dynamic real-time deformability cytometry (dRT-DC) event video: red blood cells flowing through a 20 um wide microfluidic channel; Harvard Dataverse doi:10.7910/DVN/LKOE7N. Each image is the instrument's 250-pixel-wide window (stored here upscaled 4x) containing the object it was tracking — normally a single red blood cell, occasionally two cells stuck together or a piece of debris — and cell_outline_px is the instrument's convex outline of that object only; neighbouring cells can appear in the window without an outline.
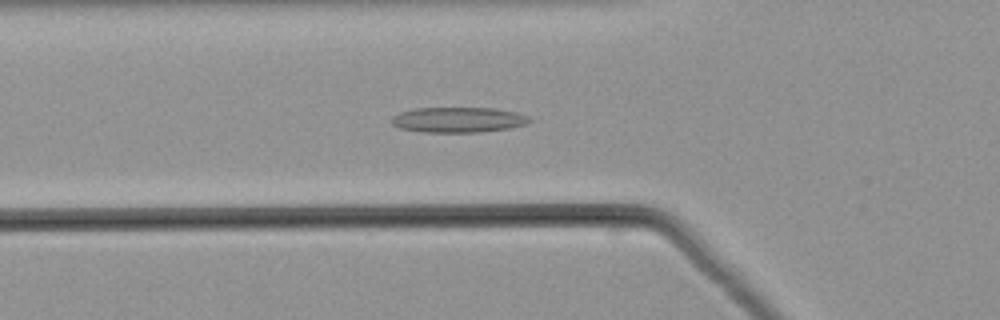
{"species": "common noctule bat (a hibernating species)", "species_latin": "Nyctalus noctula", "temperature_condition": "warm", "stored_images_in_passage": 40, "camera_frame_rate_fps": 3000, "um_per_image_px": 0.085, "animal": {"sex": "male", "body_mass_g": 21.5, "forearm_length_mm": 52.0}, "frame": {"image": 1, "passage_image": 15, "time_ms": 4.667, "image_size_px": [1000, 320], "cell_outline_px": [[532, 120], [528, 124], [512, 128], [480, 132], [424, 132], [400, 128], [392, 124], [392, 116], [400, 112], [412, 108], [492, 108], [516, 112], [528, 116]], "centroid_in_image_um": [38.97, 10.18], "position_along_channel_um": 86.8, "area_um2": 20.46}}
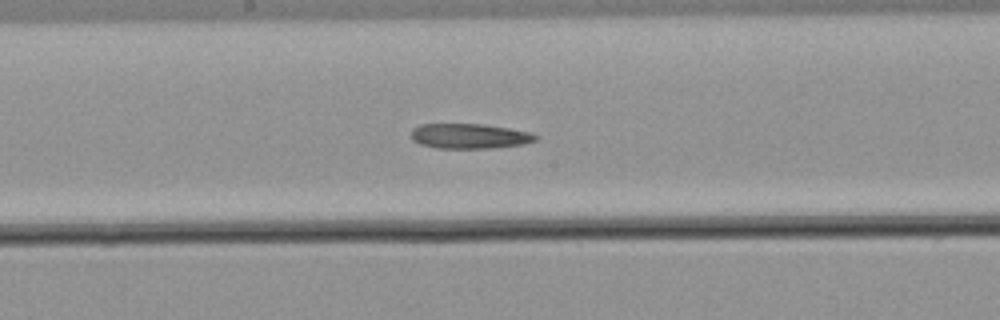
{"frame": {"image": 2, "passage_image": 24, "time_ms": 7.667, "image_size_px": [1000, 320], "cell_outline_px": [[540, 136], [536, 140], [524, 144], [492, 148], [436, 148], [420, 144], [412, 140], [412, 128], [420, 124], [484, 124], [532, 132]], "centroid_in_image_um": [39.93, 11.57], "position_along_channel_um": 208.3, "area_um2": 18.26}}
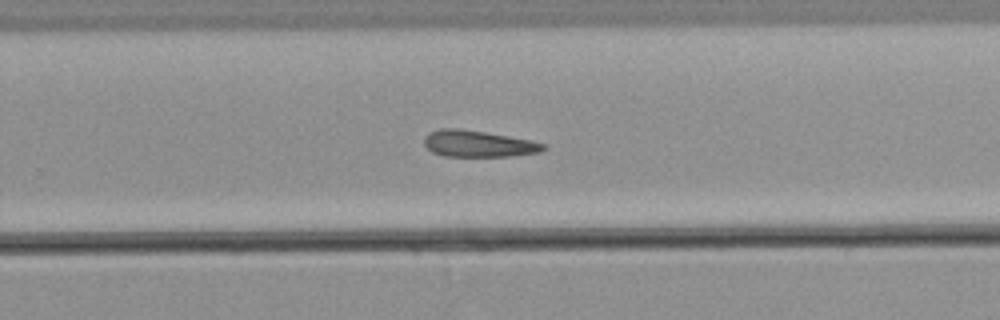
{"frame": {"image": 3, "passage_image": 30, "time_ms": 9.667, "image_size_px": [1000, 320], "cell_outline_px": [[548, 148], [540, 152], [512, 156], [444, 156], [432, 152], [424, 144], [424, 136], [428, 132], [440, 128], [452, 128], [484, 132], [532, 140], [548, 144]], "centroid_in_image_um": [40.68, 12.22], "position_along_channel_um": 289.1, "area_um2": 18.5}}